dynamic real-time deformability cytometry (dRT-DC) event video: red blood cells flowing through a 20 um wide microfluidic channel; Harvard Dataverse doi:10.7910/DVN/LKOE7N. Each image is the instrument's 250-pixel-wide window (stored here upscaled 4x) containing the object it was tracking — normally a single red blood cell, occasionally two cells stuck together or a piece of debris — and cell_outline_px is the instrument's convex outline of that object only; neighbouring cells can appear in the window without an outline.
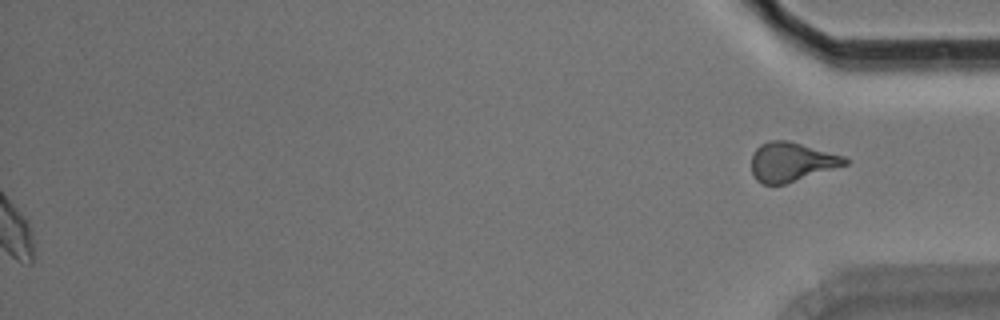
{"species": "Egyptian fruit bat (a non-hibernating species)", "species_latin": "Rousettus aegyptiacus", "temperature_condition": "room temperature", "stored_images_in_passage": 54, "segment_of_instrument_passage": [2, 2], "camera_frame_rate_fps": 3000, "um_per_image_px": 0.085, "animal": {"sex": "male"}, "frame": {"image": 1, "passage_image": 54, "time_ms": 17.667, "image_size_px": [1000, 320], "cell_outline_px": [[848, 164], [784, 184], [764, 184], [756, 180], [752, 172], [752, 152], [760, 144], [768, 140], [788, 140], [844, 156], [848, 160]], "centroid_in_image_um": [67.24, 13.75], "position_along_channel_um": 368.0, "area_um2": 21.21}}